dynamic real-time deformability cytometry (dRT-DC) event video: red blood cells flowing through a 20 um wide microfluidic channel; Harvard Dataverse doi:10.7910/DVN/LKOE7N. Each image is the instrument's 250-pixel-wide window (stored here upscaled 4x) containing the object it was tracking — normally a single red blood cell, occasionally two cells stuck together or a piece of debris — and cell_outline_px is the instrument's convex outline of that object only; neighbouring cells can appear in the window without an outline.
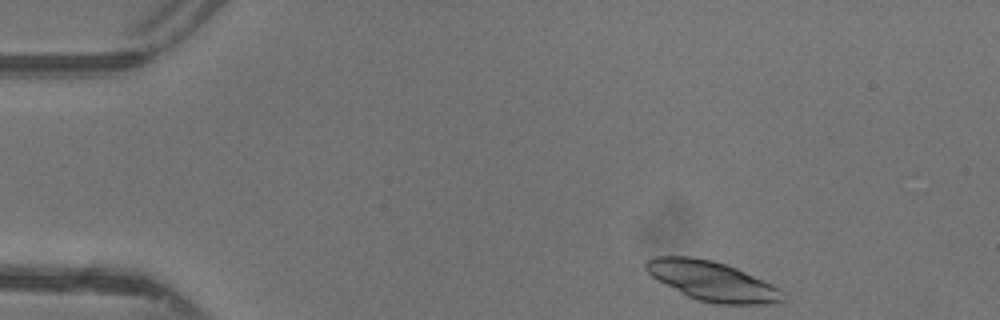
{"species": "common noctule bat (a hibernating species)", "species_latin": "Nyctalus noctula", "temperature_condition": "warm", "stored_images_in_passage": 41, "camera_frame_rate_fps": 3000, "um_per_image_px": 0.085, "animal": {"sex": "female"}, "frame": {"image": 1, "passage_image": 1, "time_ms": 0.0, "image_size_px": [1000, 320], "cell_outline_px": [[784, 300], [780, 304], [712, 304], [696, 300], [656, 280], [644, 268], [644, 264], [648, 260], [656, 256], [688, 256], [712, 260], [736, 268], [772, 284], [776, 288]], "centroid_in_image_um": [60.49, 23.9], "position_along_channel_um": 24.5, "area_um2": 31.33}}